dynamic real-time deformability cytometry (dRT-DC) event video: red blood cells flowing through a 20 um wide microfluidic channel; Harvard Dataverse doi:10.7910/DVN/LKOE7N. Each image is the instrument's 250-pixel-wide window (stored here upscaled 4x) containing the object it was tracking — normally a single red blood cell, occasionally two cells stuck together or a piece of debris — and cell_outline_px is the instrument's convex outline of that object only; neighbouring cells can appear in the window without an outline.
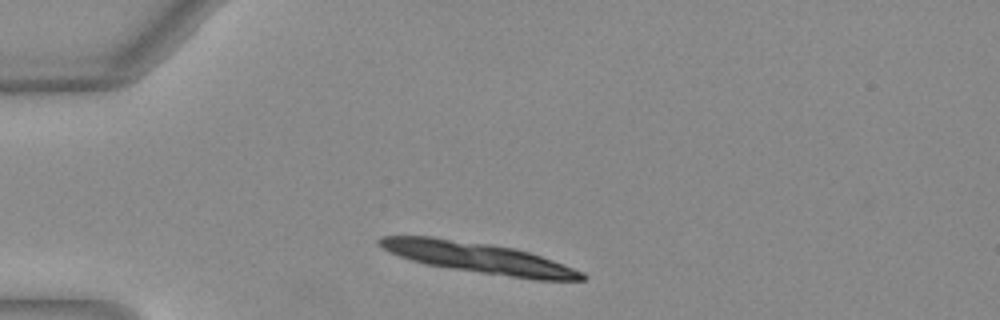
{"species": "Egyptian fruit bat (a non-hibernating species)", "species_latin": "Rousettus aegyptiacus", "temperature_condition": "warm", "stored_images_in_passage": 24, "camera_frame_rate_fps": 3000, "um_per_image_px": 0.085, "animal": {"sex": "female"}, "frame": {"image": 1, "passage_image": 4, "time_ms": 1.0, "image_size_px": [1000, 320], "cell_outline_px": [[588, 276], [584, 280], [536, 280], [452, 268], [428, 264], [412, 260], [400, 256], [376, 244], [376, 240], [380, 236], [432, 236], [488, 244], [512, 248], [528, 252], [564, 264], [584, 272]], "centroid_in_image_um": [40.7, 21.91], "position_along_channel_um": 44.3, "area_um2": 35.6}}